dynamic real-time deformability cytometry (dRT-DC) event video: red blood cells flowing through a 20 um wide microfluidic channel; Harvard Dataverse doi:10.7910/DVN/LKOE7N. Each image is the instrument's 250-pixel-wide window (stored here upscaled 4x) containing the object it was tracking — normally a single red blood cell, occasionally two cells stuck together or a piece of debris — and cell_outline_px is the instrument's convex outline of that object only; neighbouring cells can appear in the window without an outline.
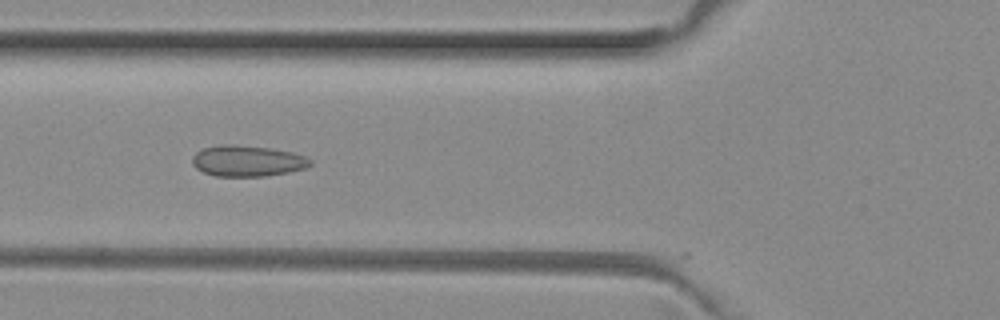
{"species": "common noctule bat (a hibernating species)", "species_latin": "Nyctalus noctula", "temperature_condition": "room temperature", "stored_images_in_passage": 51, "camera_frame_rate_fps": 3000, "um_per_image_px": 0.085, "animal": {"sex": "female", "body_mass_g": 29.2, "forearm_length_mm": 56.3}, "frame": {"image": 1, "passage_image": 19, "time_ms": 6.0, "image_size_px": [1000, 320], "cell_outline_px": [[312, 164], [308, 168], [288, 172], [264, 176], [216, 176], [204, 172], [196, 168], [192, 164], [192, 156], [196, 152], [204, 148], [220, 144], [232, 144], [272, 148], [292, 152], [308, 156], [312, 160]], "centroid_in_image_um": [21.06, 13.67], "position_along_channel_um": 104.7, "area_um2": 21.56}}
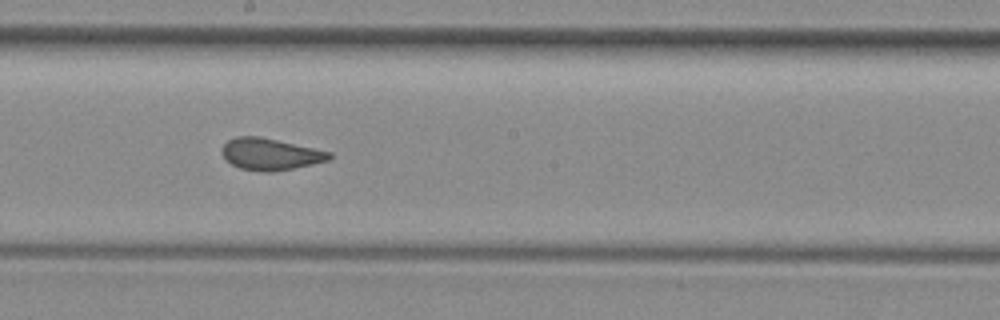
{"frame": {"image": 2, "passage_image": 28, "time_ms": 9.0, "image_size_px": [1000, 320], "cell_outline_px": [[332, 156], [328, 160], [312, 164], [272, 172], [260, 172], [240, 168], [224, 160], [220, 152], [220, 148], [228, 140], [236, 136], [260, 136], [332, 152]], "centroid_in_image_um": [22.92, 13.1], "position_along_channel_um": 225.3, "area_um2": 20.0}}
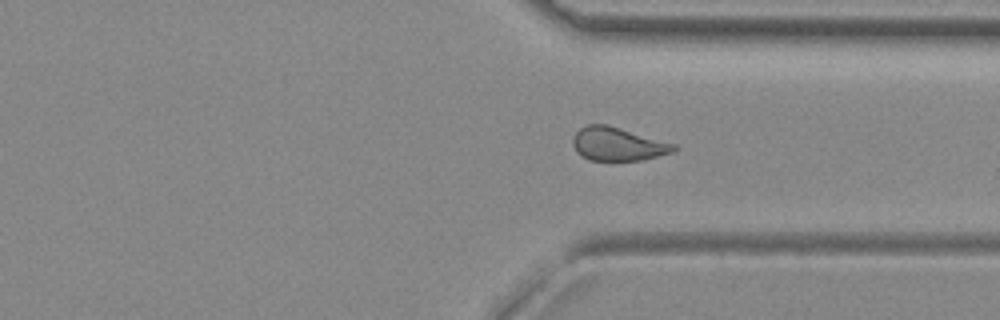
{"frame": {"image": 3, "passage_image": 38, "time_ms": 12.333, "image_size_px": [1000, 320], "cell_outline_px": [[680, 148], [672, 152], [644, 160], [588, 160], [576, 152], [572, 144], [572, 136], [580, 128], [588, 124], [608, 124], [676, 144]], "centroid_in_image_um": [52.51, 12.24], "position_along_channel_um": 358.9, "area_um2": 19.88}, "authors_computed_cell_mechanics": {"area_um2": 20.4612, "velocity_mm_per_s": 4.0124, "shape_relaxation_time_tau1_ms": null, "shape_relaxation_time_tau2_ms": 1.1148, "deformation_change_tau1": null, "deformation_change_tau2": 0.0661}}